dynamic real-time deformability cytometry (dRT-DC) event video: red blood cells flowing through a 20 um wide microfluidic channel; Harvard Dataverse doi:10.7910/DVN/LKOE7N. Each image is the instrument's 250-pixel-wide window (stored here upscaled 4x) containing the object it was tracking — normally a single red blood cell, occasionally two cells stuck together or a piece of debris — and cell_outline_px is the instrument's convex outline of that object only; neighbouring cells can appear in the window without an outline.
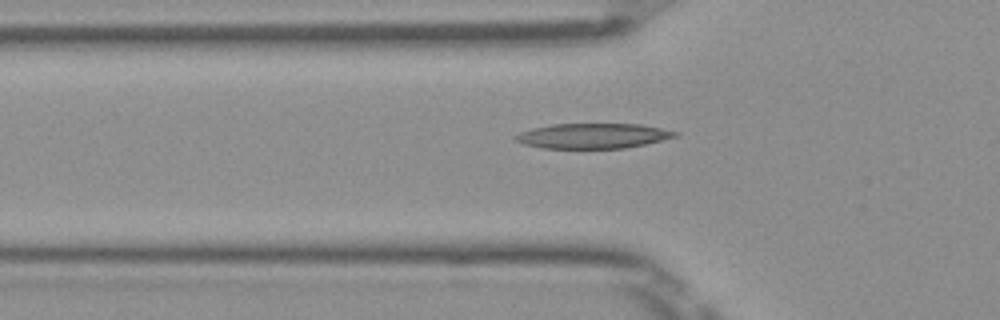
{"species": "Egyptian fruit bat (a non-hibernating species)", "species_latin": "Rousettus aegyptiacus", "temperature_condition": "room temperature", "stored_images_in_passage": 40, "camera_frame_rate_fps": 3000, "um_per_image_px": 0.085, "frame": {"image": 1, "passage_image": 12, "time_ms": 3.667, "image_size_px": [1000, 320], "cell_outline_px": [[680, 136], [628, 148], [540, 148], [524, 144], [516, 140], [512, 136], [520, 132], [532, 128], [552, 124], [640, 124], [680, 132]], "centroid_in_image_um": [50.42, 11.55], "position_along_channel_um": 75.4, "area_um2": 23.47}}
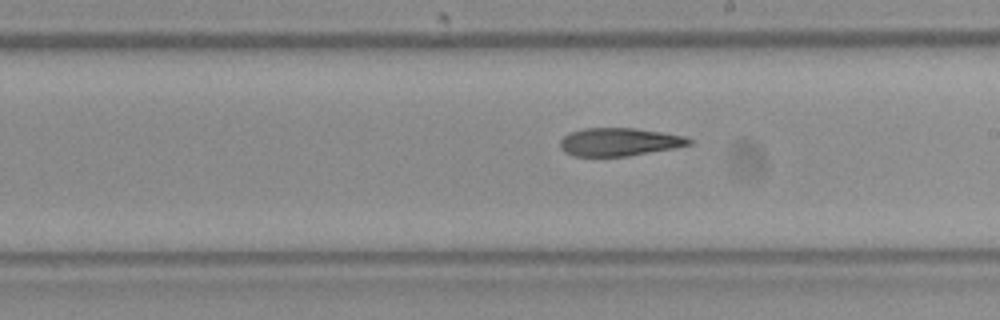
{"frame": {"image": 2, "passage_image": 24, "time_ms": 7.667, "image_size_px": [1000, 320], "cell_outline_px": [[692, 144], [676, 148], [628, 156], [572, 156], [564, 152], [560, 148], [560, 140], [568, 132], [584, 128], [636, 128], [684, 136], [692, 140]], "centroid_in_image_um": [52.61, 12.07], "position_along_channel_um": 236.4, "area_um2": 21.21}}
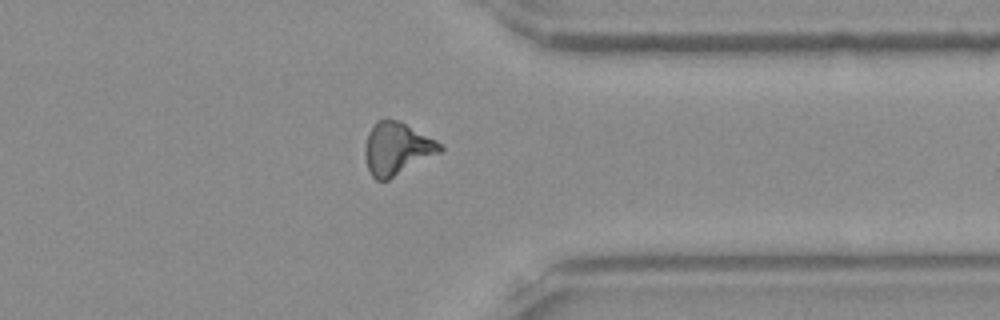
{"frame": {"image": 3, "passage_image": 35, "time_ms": 11.333, "image_size_px": [1000, 320], "cell_outline_px": [[444, 148], [440, 152], [388, 180], [376, 180], [368, 172], [364, 156], [364, 144], [368, 132], [376, 120], [400, 120], [436, 140]], "centroid_in_image_um": [33.69, 12.63], "position_along_channel_um": 377.7, "area_um2": 23.0}}